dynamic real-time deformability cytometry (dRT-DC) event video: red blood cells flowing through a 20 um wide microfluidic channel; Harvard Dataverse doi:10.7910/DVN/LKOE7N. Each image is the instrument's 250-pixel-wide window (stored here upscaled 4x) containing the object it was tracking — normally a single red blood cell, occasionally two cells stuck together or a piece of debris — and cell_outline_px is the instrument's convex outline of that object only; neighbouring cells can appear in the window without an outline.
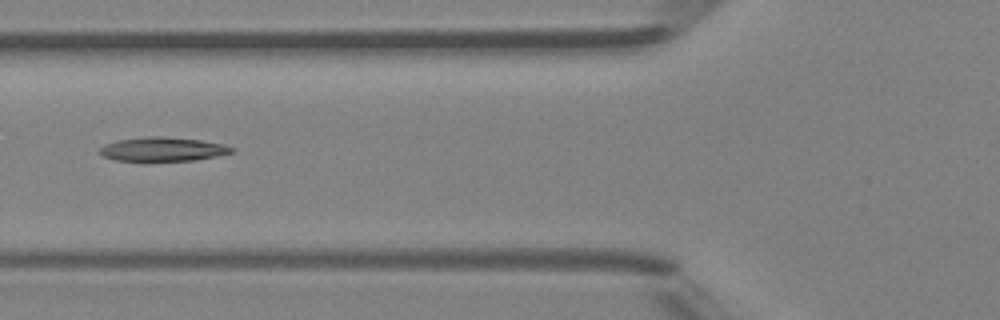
{"species": "Egyptian fruit bat (a non-hibernating species)", "species_latin": "Rousettus aegyptiacus", "temperature_condition": "room temperature", "stored_images_in_passage": 6, "camera_frame_rate_fps": 3000, "um_per_image_px": 0.085, "animal": {"sex": "female"}, "frame": {"image": 1, "passage_image": 6, "time_ms": 5.667, "image_size_px": [1000, 320], "cell_outline_px": [[236, 152], [196, 160], [116, 160], [104, 156], [100, 152], [100, 148], [104, 144], [116, 140], [148, 136], [160, 136], [200, 140], [224, 144], [236, 148]], "centroid_in_image_um": [13.89, 12.67], "position_along_channel_um": 111.9, "area_um2": 18.32}}